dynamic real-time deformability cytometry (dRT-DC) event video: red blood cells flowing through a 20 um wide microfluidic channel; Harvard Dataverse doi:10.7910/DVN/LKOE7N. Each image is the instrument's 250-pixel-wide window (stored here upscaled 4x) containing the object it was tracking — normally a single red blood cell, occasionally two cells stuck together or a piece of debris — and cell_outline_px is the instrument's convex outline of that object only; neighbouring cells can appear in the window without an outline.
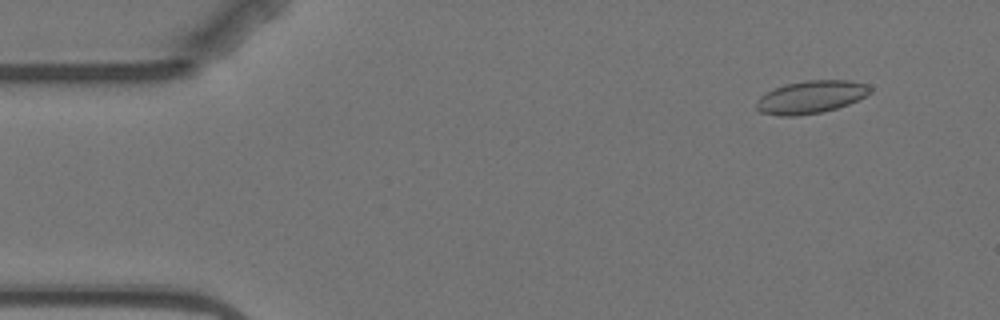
{"species": "Egyptian fruit bat (a non-hibernating species)", "species_latin": "Rousettus aegyptiacus", "temperature_condition": "warm", "stored_images_in_passage": 5, "camera_frame_rate_fps": 3000, "um_per_image_px": 0.085, "animal": {"sex": "female"}, "frame": {"image": 1, "passage_image": 2, "time_ms": 1.333, "image_size_px": [1000, 320], "cell_outline_px": [[872, 92], [848, 104], [836, 108], [820, 112], [796, 116], [780, 116], [760, 112], [756, 108], [756, 100], [760, 96], [784, 84], [808, 80], [848, 80], [868, 84], [872, 88]], "centroid_in_image_um": [68.92, 8.24], "position_along_channel_um": 16.1, "area_um2": 21.62}}
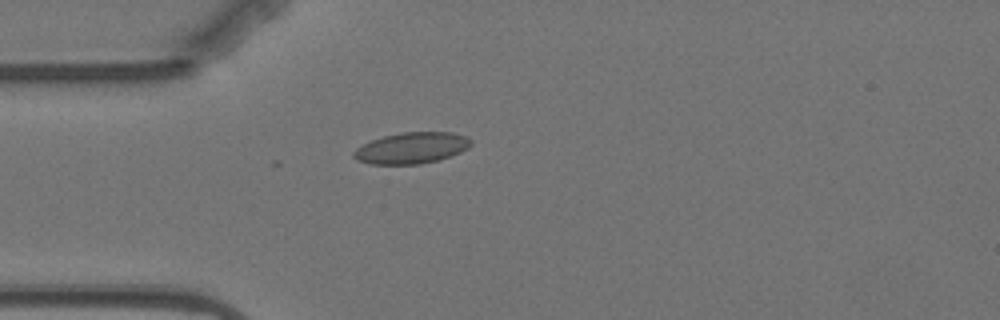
{"frame": {"image": 2, "passage_image": 5, "time_ms": 4.667, "image_size_px": [1000, 320], "cell_outline_px": [[472, 144], [468, 148], [460, 152], [436, 160], [420, 164], [368, 164], [356, 160], [352, 156], [352, 152], [356, 148], [372, 140], [384, 136], [400, 132], [452, 132], [464, 136], [472, 140]], "centroid_in_image_um": [34.95, 12.58], "position_along_channel_um": 50.0, "area_um2": 21.27}}